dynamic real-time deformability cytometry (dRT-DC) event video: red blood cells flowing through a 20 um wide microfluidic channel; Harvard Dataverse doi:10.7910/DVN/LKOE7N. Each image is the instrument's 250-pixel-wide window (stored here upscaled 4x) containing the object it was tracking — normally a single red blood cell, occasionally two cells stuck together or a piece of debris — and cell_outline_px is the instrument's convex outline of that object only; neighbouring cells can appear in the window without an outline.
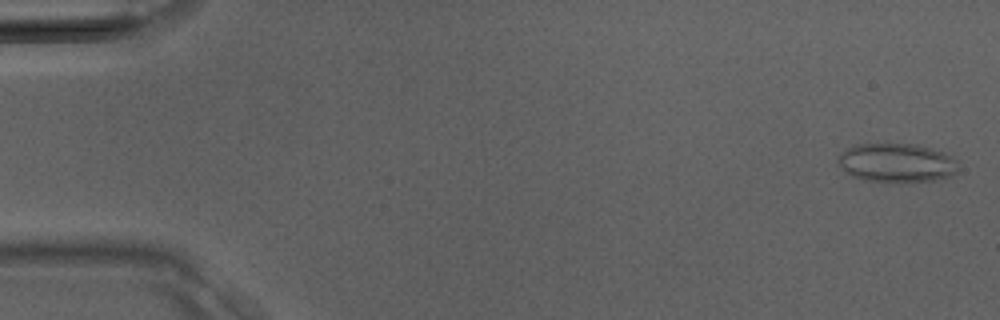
{"species": "Egyptian fruit bat (a non-hibernating species)", "species_latin": "Rousettus aegyptiacus", "temperature_condition": "room temperature", "stored_images_in_passage": 38, "camera_frame_rate_fps": 3000, "um_per_image_px": 0.085, "animal": {"sex": "male"}, "frame": {"image": 1, "passage_image": 1, "time_ms": 0.0, "image_size_px": [1000, 320], "cell_outline_px": [[956, 172], [952, 176], [932, 180], [864, 180], [852, 176], [844, 172], [836, 160], [836, 156], [848, 148], [856, 144], [916, 144], [944, 152], [952, 156], [956, 160]], "centroid_in_image_um": [76.17, 13.81], "position_along_channel_um": 8.8, "area_um2": 26.82}}
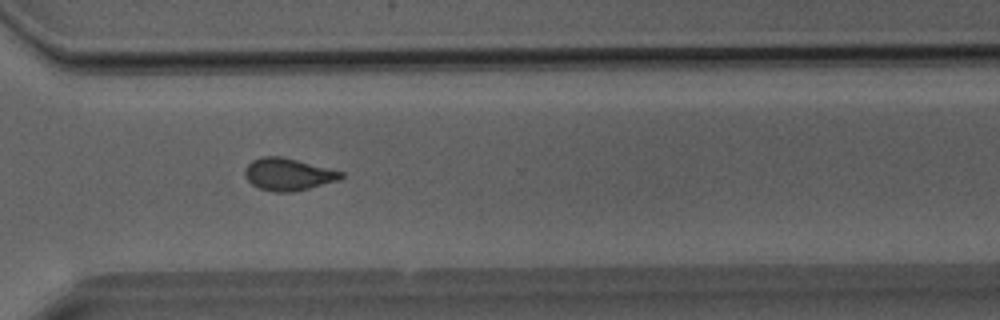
{"frame": {"image": 2, "passage_image": 28, "time_ms": 9.0, "image_size_px": [1000, 320], "cell_outline_px": [[344, 176], [336, 180], [308, 188], [292, 192], [272, 192], [260, 188], [252, 184], [244, 176], [244, 168], [252, 160], [260, 156], [280, 156], [344, 172]], "centroid_in_image_um": [24.43, 14.81], "position_along_channel_um": 346.2, "area_um2": 17.86}}
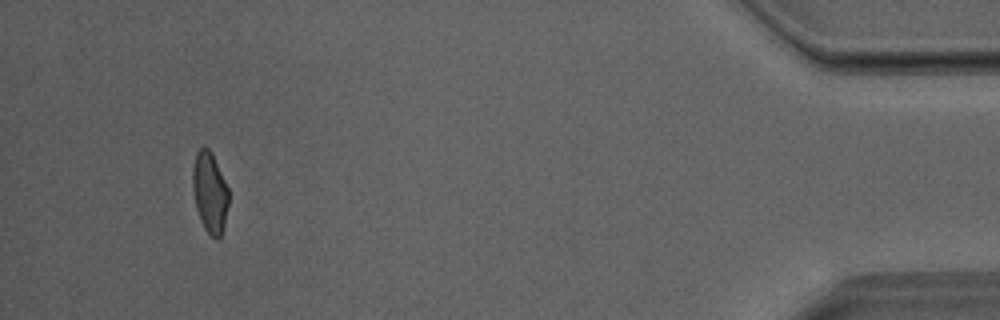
{"frame": {"image": 3, "passage_image": 36, "time_ms": 11.667, "image_size_px": [1000, 320], "cell_outline_px": [[228, 204], [224, 228], [220, 236], [216, 240], [204, 228], [200, 220], [196, 208], [192, 188], [192, 168], [196, 152], [200, 148], [208, 148], [212, 152], [228, 188]], "centroid_in_image_um": [17.82, 16.35], "position_along_channel_um": 417.4, "area_um2": 16.99}}